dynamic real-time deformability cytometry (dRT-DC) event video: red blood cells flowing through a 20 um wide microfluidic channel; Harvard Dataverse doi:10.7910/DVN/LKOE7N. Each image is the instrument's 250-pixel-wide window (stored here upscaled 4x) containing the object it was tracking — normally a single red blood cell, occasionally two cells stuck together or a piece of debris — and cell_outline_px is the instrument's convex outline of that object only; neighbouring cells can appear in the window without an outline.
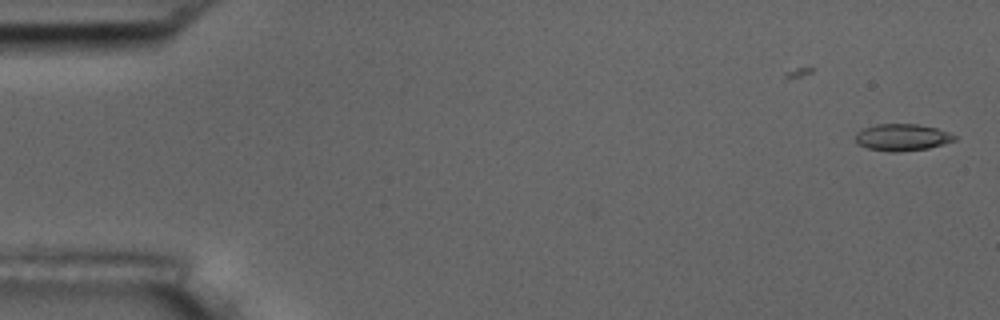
{"species": "common noctule bat (a hibernating species)", "species_latin": "Nyctalus noctula", "temperature_condition": "room temperature", "stored_images_in_passage": 2, "camera_frame_rate_fps": 3000, "um_per_image_px": 0.085, "animal": {"sex": "male", "body_mass_g": 17.5, "forearm_length_mm": 52.3}, "frame": {"image": 1, "passage_image": 2, "time_ms": 1.333, "image_size_px": [1000, 320], "cell_outline_px": [[956, 140], [928, 148], [896, 152], [888, 152], [868, 148], [856, 144], [856, 132], [864, 128], [876, 124], [916, 124], [936, 128], [948, 132], [956, 136]], "centroid_in_image_um": [76.65, 11.67], "position_along_channel_um": 8.3, "area_um2": 15.43}}